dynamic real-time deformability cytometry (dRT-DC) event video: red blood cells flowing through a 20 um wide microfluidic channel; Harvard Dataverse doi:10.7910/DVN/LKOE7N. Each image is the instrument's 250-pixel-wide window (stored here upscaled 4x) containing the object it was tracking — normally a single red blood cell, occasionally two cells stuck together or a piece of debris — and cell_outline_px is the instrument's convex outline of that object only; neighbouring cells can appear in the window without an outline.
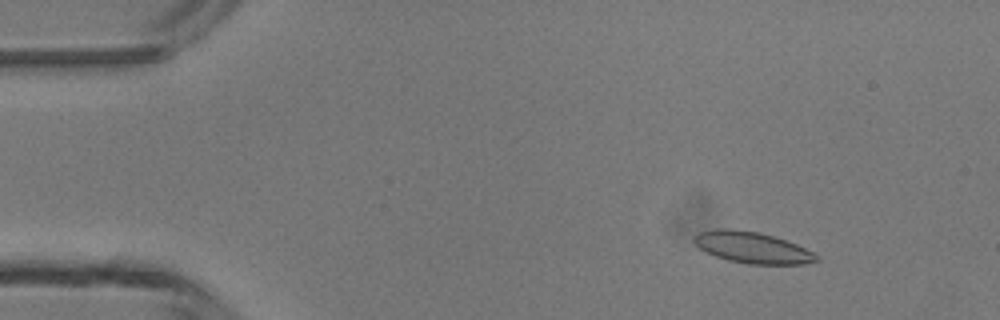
{"species": "common noctule bat (a hibernating species)", "species_latin": "Nyctalus noctula", "temperature_condition": "room temperature", "stored_images_in_passage": 44, "camera_frame_rate_fps": 3000, "um_per_image_px": 0.085, "animal": {"sex": "male", "body_mass_g": 13.3}, "frame": {"image": 1, "passage_image": 6, "time_ms": 1.667, "image_size_px": [1000, 320], "cell_outline_px": [[820, 260], [804, 264], [748, 264], [728, 260], [716, 256], [700, 248], [692, 240], [700, 232], [716, 228], [728, 228], [760, 232], [796, 244], [820, 256]], "centroid_in_image_um": [63.96, 21.04], "position_along_channel_um": 21.0, "area_um2": 22.14}}
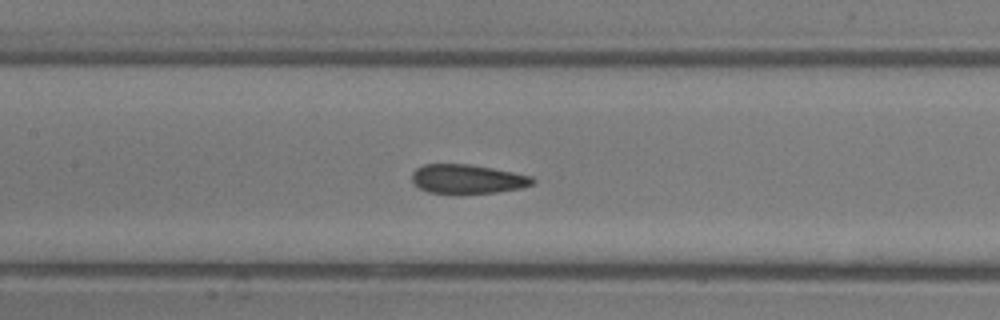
{"frame": {"image": 2, "passage_image": 22, "time_ms": 7.0, "image_size_px": [1000, 320], "cell_outline_px": [[536, 180], [532, 184], [520, 188], [496, 192], [452, 196], [428, 192], [420, 188], [412, 180], [412, 172], [416, 168], [424, 164], [468, 164], [492, 168], [532, 176]], "centroid_in_image_um": [39.7, 15.25], "position_along_channel_um": 167.7, "area_um2": 20.98}}
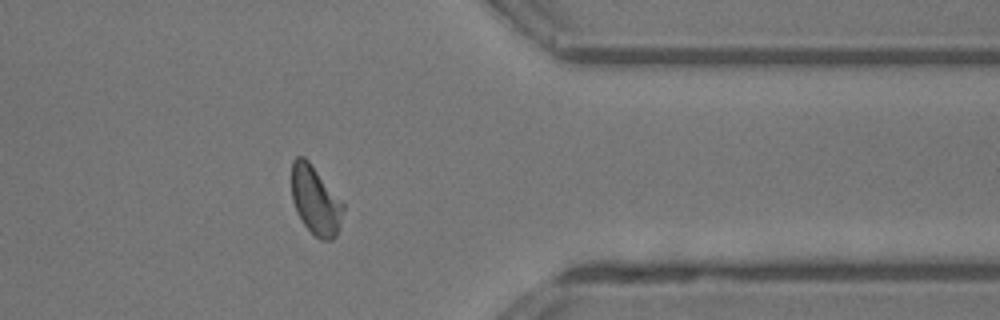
{"frame": {"image": 3, "passage_image": 38, "time_ms": 12.333, "image_size_px": [1000, 320], "cell_outline_px": [[344, 208], [340, 228], [336, 236], [332, 240], [320, 240], [304, 224], [296, 212], [292, 200], [292, 160], [296, 156], [304, 156], [308, 160], [344, 204]], "centroid_in_image_um": [26.81, 17.05], "position_along_channel_um": 384.6, "area_um2": 20.58}}